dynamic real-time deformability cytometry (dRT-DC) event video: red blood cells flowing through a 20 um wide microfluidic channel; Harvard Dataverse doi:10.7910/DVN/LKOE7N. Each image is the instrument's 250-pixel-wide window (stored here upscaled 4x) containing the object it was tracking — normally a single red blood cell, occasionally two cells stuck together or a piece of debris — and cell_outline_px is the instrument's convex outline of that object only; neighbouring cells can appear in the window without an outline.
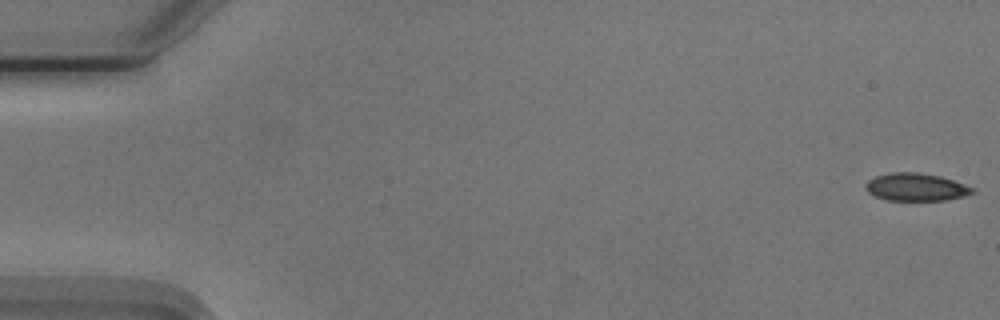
{"species": "Egyptian fruit bat (a non-hibernating species)", "species_latin": "Rousettus aegyptiacus", "temperature_condition": "cold", "stored_images_in_passage": 55, "camera_frame_rate_fps": 3000, "um_per_image_px": 0.085, "animal": {"sex": "male"}, "frame": {"image": 1, "passage_image": 1, "time_ms": 0.0, "image_size_px": [1000, 320], "cell_outline_px": [[976, 192], [964, 196], [948, 200], [888, 200], [876, 196], [868, 192], [864, 188], [864, 184], [868, 180], [876, 176], [892, 172], [916, 172], [940, 176], [976, 188]], "centroid_in_image_um": [77.87, 15.9], "position_along_channel_um": 7.1, "area_um2": 17.28}}
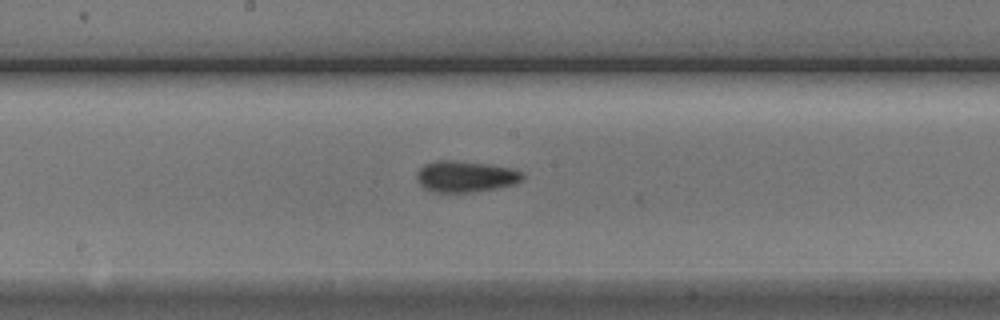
{"frame": {"image": 2, "passage_image": 29, "time_ms": 9.333, "image_size_px": [1000, 320], "cell_outline_px": [[524, 180], [516, 184], [496, 188], [472, 192], [432, 192], [424, 188], [416, 180], [416, 176], [420, 168], [424, 164], [436, 160], [452, 160], [488, 164], [512, 168], [520, 172], [524, 176]], "centroid_in_image_um": [39.56, 15.0], "position_along_channel_um": 208.6, "area_um2": 19.36}}
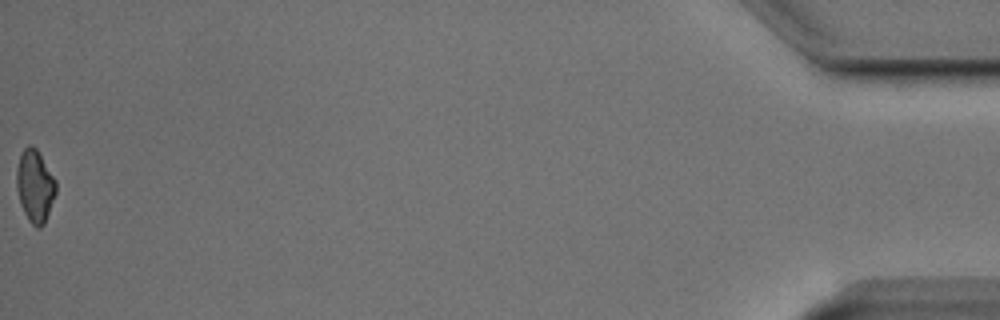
{"frame": {"image": 3, "passage_image": 55, "time_ms": 18.0, "image_size_px": [1000, 320], "cell_outline_px": [[56, 192], [44, 224], [40, 228], [36, 228], [28, 220], [20, 204], [16, 188], [16, 168], [20, 156], [24, 148], [28, 144], [32, 144], [36, 148], [56, 180]], "centroid_in_image_um": [2.95, 15.8], "position_along_channel_um": 432.2, "area_um2": 16.65}, "authors_computed_cell_mechanics": {"area_um2": 17.8602, "velocity_mm_per_s": 3.76, "shape_relaxation_time_tau1_ms": 3.8251, "shape_relaxation_time_tau2_ms": 10.3172, "deformation_change_tau1": 0.0743, "deformation_change_tau2": 0.1401}}